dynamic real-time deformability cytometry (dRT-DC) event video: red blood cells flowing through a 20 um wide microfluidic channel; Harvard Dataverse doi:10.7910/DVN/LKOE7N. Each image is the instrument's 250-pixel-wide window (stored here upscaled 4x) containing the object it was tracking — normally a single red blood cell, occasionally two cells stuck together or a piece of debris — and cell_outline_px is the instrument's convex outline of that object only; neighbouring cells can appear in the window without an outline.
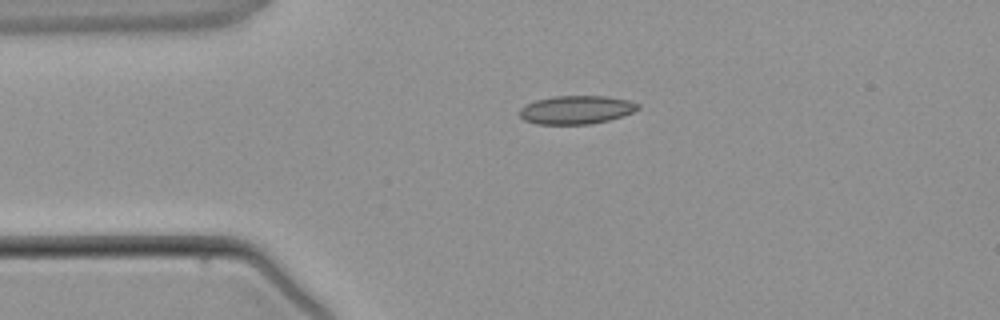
{"species": "common noctule bat (a hibernating species)", "species_latin": "Nyctalus noctula", "temperature_condition": "warm", "stored_images_in_passage": 2, "camera_frame_rate_fps": 3000, "um_per_image_px": 0.085, "animal": {"sex": "male", "body_mass_g": 21.5, "forearm_length_mm": 52.0}, "frame": {"image": 1, "passage_image": 1, "time_ms": 0.0, "image_size_px": [1000, 320], "cell_outline_px": [[640, 108], [624, 116], [592, 124], [536, 124], [524, 120], [520, 116], [520, 108], [536, 100], [556, 96], [608, 96], [628, 100], [640, 104]], "centroid_in_image_um": [49.02, 9.34], "position_along_channel_um": 36.0, "area_um2": 19.59}}
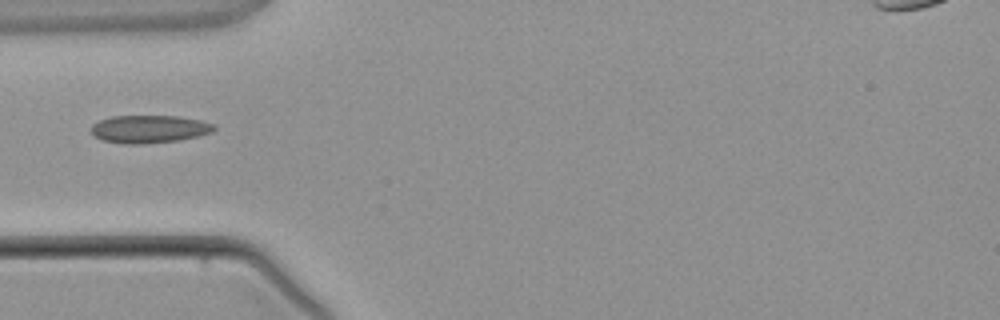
{"frame": {"image": 2, "passage_image": 2, "time_ms": 1.333, "image_size_px": [1000, 320], "cell_outline_px": [[216, 128], [212, 132], [200, 136], [180, 140], [140, 144], [128, 144], [104, 140], [96, 136], [92, 132], [92, 124], [100, 120], [112, 116], [176, 116], [200, 120], [216, 124]], "centroid_in_image_um": [12.74, 10.96], "position_along_channel_um": 72.3, "area_um2": 19.83}}